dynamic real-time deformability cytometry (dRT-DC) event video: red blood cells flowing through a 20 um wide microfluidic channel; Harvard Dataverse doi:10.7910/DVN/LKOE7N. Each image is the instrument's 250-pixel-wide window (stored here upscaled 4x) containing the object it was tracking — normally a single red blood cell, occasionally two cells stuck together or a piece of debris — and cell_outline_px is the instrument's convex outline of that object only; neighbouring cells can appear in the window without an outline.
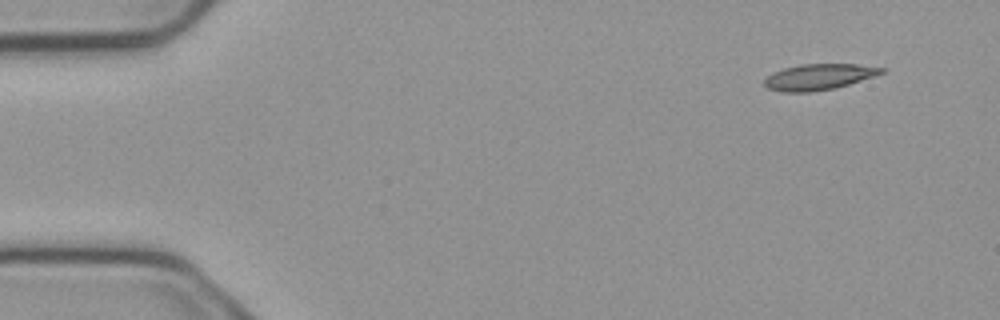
{"species": "common noctule bat (a hibernating species)", "species_latin": "Nyctalus noctula", "temperature_condition": "cold", "stored_images_in_passage": 4, "camera_frame_rate_fps": 3000, "um_per_image_px": 0.085, "animal": {"sex": "male", "body_mass_g": 23.1, "forearm_length_mm": 52.7}, "frame": {"image": 1, "passage_image": 1, "time_ms": 0.0, "image_size_px": [1000, 320], "cell_outline_px": [[888, 68], [884, 72], [848, 84], [832, 88], [808, 92], [784, 92], [768, 88], [764, 84], [764, 80], [768, 76], [784, 68], [800, 64], [856, 64]], "centroid_in_image_um": [69.6, 6.52], "position_along_channel_um": 15.4, "area_um2": 17.34}}
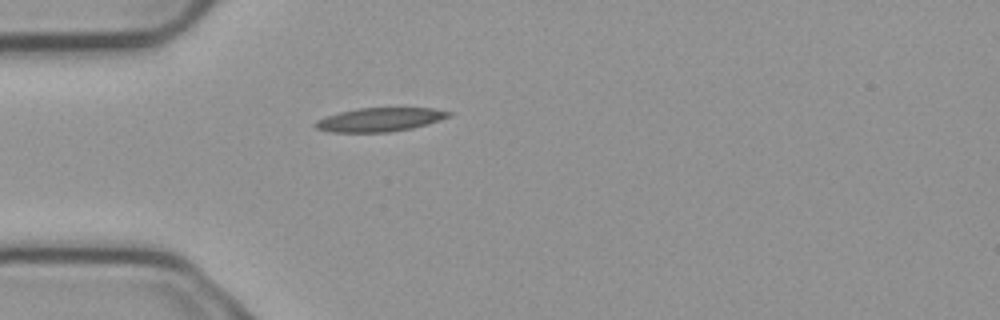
{"frame": {"image": 2, "passage_image": 4, "time_ms": 1.0, "image_size_px": [1000, 320], "cell_outline_px": [[452, 116], [428, 124], [412, 128], [388, 132], [332, 132], [316, 128], [312, 124], [316, 120], [324, 116], [356, 108], [432, 108], [452, 112]], "centroid_in_image_um": [32.27, 10.16], "position_along_channel_um": 52.7, "area_um2": 18.55}}